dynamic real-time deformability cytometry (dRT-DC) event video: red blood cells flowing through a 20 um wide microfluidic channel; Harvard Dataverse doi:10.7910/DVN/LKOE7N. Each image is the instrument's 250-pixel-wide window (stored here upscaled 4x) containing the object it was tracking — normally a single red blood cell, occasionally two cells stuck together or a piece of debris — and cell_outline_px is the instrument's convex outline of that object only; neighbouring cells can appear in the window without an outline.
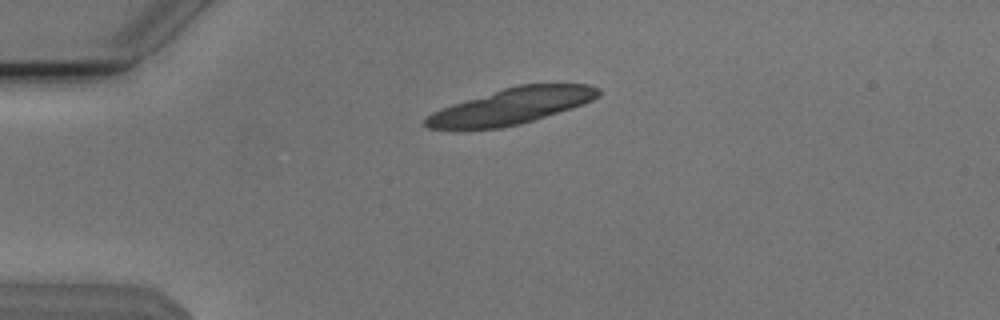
{"species": "Egyptian fruit bat (a non-hibernating species)", "species_latin": "Rousettus aegyptiacus", "temperature_condition": "cold", "stored_images_in_passage": 13, "camera_frame_rate_fps": 3000, "um_per_image_px": 0.085, "animal": {"sex": "male"}, "frame": {"image": 1, "passage_image": 1, "time_ms": 0.0, "image_size_px": [1000, 320], "cell_outline_px": [[600, 92], [592, 100], [520, 124], [500, 128], [428, 128], [424, 124], [424, 120], [432, 112], [440, 108], [452, 104], [516, 84], [588, 84], [600, 88]], "centroid_in_image_um": [43.44, 9.0], "position_along_channel_um": 41.6, "area_um2": 35.37}}